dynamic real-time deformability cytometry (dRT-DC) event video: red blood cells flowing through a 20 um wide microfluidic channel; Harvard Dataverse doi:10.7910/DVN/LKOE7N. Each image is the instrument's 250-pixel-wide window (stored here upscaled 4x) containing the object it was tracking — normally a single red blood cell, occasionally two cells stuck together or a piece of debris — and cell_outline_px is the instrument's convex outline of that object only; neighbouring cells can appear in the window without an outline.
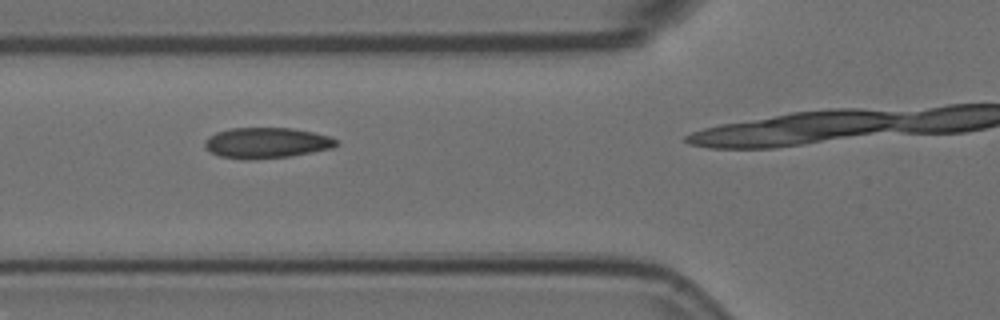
{"species": "Egyptian fruit bat (a non-hibernating species)", "species_latin": "Rousettus aegyptiacus", "temperature_condition": "room temperature", "stored_images_in_passage": 3, "camera_frame_rate_fps": 3000, "um_per_image_px": 0.085, "animal": {"sex": "female"}, "frame": {"image": 1, "passage_image": 2, "time_ms": 0.333, "image_size_px": [1000, 320], "cell_outline_px": [[340, 144], [332, 148], [288, 156], [220, 156], [204, 148], [204, 140], [208, 136], [216, 132], [232, 128], [292, 128], [332, 136], [340, 140]], "centroid_in_image_um": [22.72, 12.08], "position_along_channel_um": 103.1, "area_um2": 22.6}}